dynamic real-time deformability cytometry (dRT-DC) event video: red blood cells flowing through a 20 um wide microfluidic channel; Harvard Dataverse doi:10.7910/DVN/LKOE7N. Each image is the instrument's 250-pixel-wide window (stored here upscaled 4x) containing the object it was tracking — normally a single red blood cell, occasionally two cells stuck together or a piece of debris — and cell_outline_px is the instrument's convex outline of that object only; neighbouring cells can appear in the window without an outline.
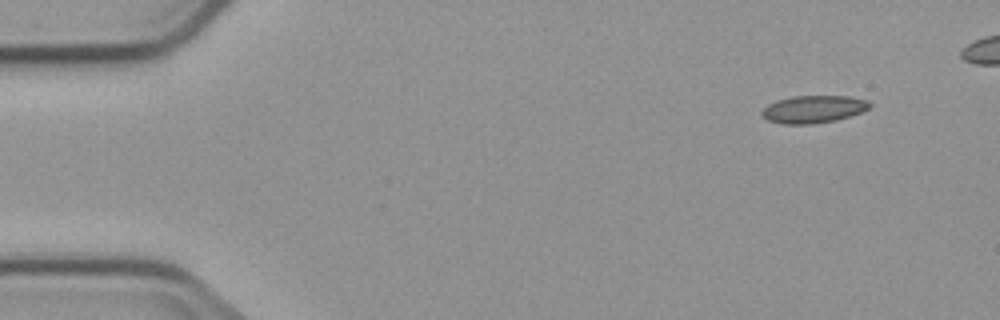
{"species": "common noctule bat (a hibernating species)", "species_latin": "Nyctalus noctula", "temperature_condition": "cold", "stored_images_in_passage": 5, "camera_frame_rate_fps": 3000, "um_per_image_px": 0.085, "animal": {"sex": "male", "body_mass_g": 23.1, "forearm_length_mm": 52.7}, "frame": {"image": 1, "passage_image": 1, "time_ms": 0.0, "image_size_px": [1000, 320], "cell_outline_px": [[872, 104], [868, 108], [860, 112], [836, 120], [808, 124], [780, 124], [768, 120], [760, 112], [768, 104], [776, 100], [792, 96], [848, 96], [868, 100]], "centroid_in_image_um": [69.12, 9.27], "position_along_channel_um": 15.9, "area_um2": 17.17}}